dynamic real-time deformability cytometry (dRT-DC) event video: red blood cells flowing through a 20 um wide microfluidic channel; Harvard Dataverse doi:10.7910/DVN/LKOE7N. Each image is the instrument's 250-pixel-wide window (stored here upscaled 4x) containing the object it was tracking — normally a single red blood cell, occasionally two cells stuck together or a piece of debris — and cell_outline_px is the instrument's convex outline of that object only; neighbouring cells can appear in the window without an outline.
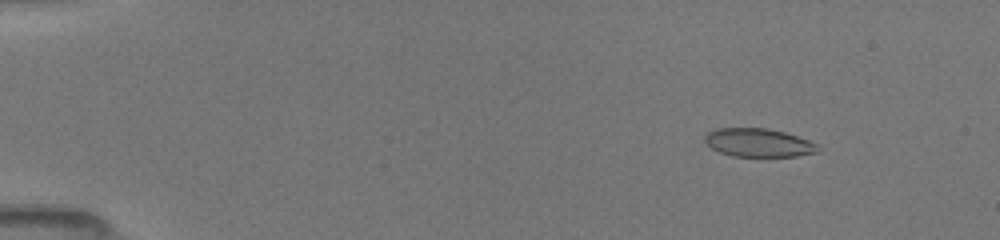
{"species": "common noctule bat (a hibernating species)", "species_latin": "Nyctalus noctula", "temperature_condition": "room temperature", "stored_images_in_passage": 52, "camera_frame_rate_fps": 3000, "um_per_image_px": 0.085, "animal": {"sex": "female", "body_mass_g": 19.5, "forearm_length_mm": 54.1}, "frame": {"image": 1, "passage_image": 7, "time_ms": 2.0, "image_size_px": [1000, 240], "cell_outline_px": [[820, 152], [796, 156], [732, 156], [720, 152], [712, 148], [704, 140], [704, 136], [708, 132], [716, 128], [768, 128], [784, 132], [820, 144]], "centroid_in_image_um": [64.51, 12.13], "position_along_channel_um": 20.5, "area_um2": 18.79}}
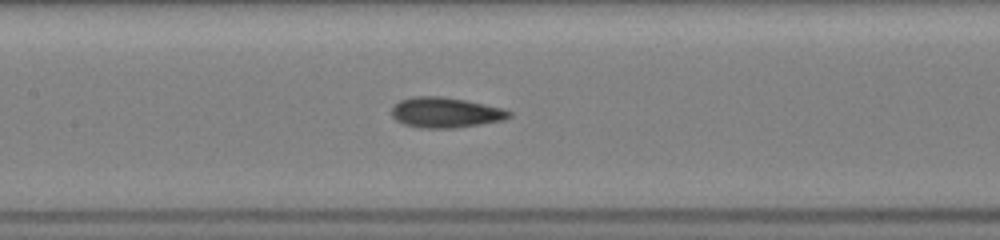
{"frame": {"image": 2, "passage_image": 26, "time_ms": 8.333, "image_size_px": [1000, 240], "cell_outline_px": [[512, 116], [504, 120], [456, 128], [420, 128], [404, 124], [396, 120], [392, 116], [392, 104], [400, 100], [412, 96], [440, 96], [464, 100], [504, 108], [512, 112]], "centroid_in_image_um": [37.86, 9.56], "position_along_channel_um": 169.5, "area_um2": 20.92}}
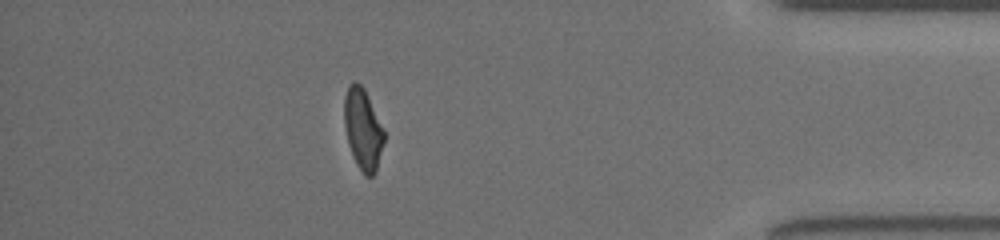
{"frame": {"image": 3, "passage_image": 46, "time_ms": 15.0, "image_size_px": [1000, 240], "cell_outline_px": [[384, 140], [376, 172], [372, 176], [364, 176], [356, 164], [348, 144], [344, 124], [344, 96], [348, 84], [352, 80], [356, 80], [364, 88], [384, 128]], "centroid_in_image_um": [30.83, 10.95], "position_along_channel_um": 404.4, "area_um2": 19.07}, "authors_computed_cell_mechanics": {"area_um2": 19.7676, "velocity_mm_per_s": 4.0636, "shape_relaxation_time_tau1_ms": null, "shape_relaxation_time_tau2_ms": 1.6368, "deformation_change_tau1": null, "deformation_change_tau2": 0.0796}}